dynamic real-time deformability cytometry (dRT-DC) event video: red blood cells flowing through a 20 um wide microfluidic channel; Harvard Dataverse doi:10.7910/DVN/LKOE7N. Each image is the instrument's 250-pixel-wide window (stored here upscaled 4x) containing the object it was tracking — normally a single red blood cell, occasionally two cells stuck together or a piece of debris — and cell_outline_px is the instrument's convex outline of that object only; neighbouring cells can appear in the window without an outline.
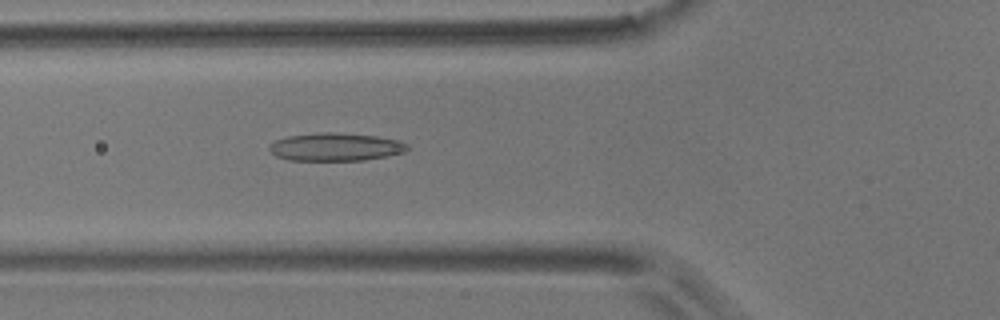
{"species": "common noctule bat (a hibernating species)", "species_latin": "Nyctalus noctula", "temperature_condition": "room temperature", "stored_images_in_passage": 56, "camera_frame_rate_fps": 3000, "um_per_image_px": 0.085, "animal": {"sex": "male", "body_mass_g": 17.9}, "frame": {"image": 1, "passage_image": 20, "time_ms": 6.333, "image_size_px": [1000, 320], "cell_outline_px": [[408, 148], [404, 152], [388, 156], [364, 160], [288, 160], [276, 156], [268, 148], [276, 140], [288, 136], [320, 132], [328, 132], [376, 136], [400, 140], [408, 144]], "centroid_in_image_um": [28.55, 12.49], "position_along_channel_um": 97.3, "area_um2": 22.37}}
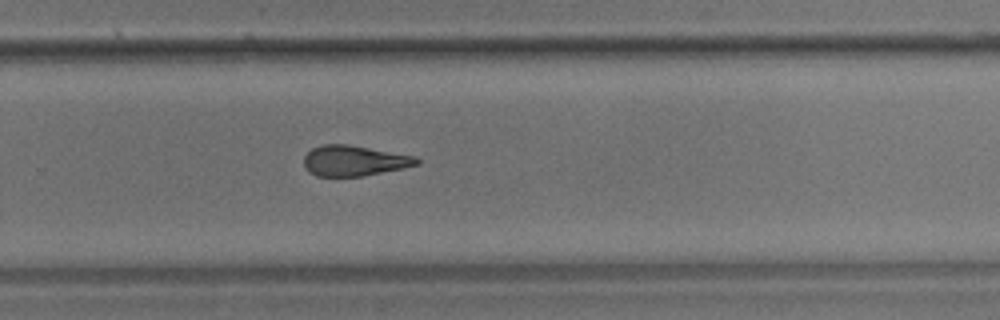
{"frame": {"image": 2, "passage_image": 37, "time_ms": 12.0, "image_size_px": [1000, 320], "cell_outline_px": [[420, 164], [404, 168], [360, 176], [316, 176], [308, 172], [304, 168], [304, 156], [312, 148], [324, 144], [348, 144], [416, 156], [420, 160]], "centroid_in_image_um": [30.1, 13.66], "position_along_channel_um": 299.7, "area_um2": 20.11}}
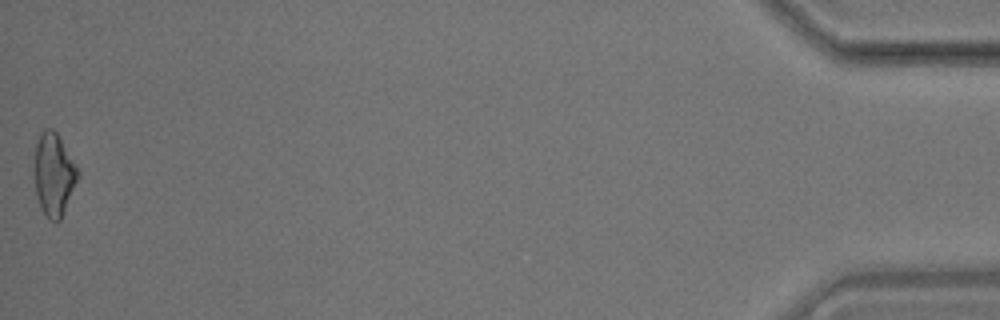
{"frame": {"image": 3, "passage_image": 56, "time_ms": 18.333, "image_size_px": [1000, 320], "cell_outline_px": [[80, 176], [64, 212], [60, 220], [56, 224], [48, 220], [40, 208], [36, 196], [36, 144], [40, 132], [44, 128], [52, 128], [56, 132], [76, 164], [80, 172]], "centroid_in_image_um": [4.61, 14.88], "position_along_channel_um": 430.6, "area_um2": 20.98}, "authors_computed_cell_mechanics": {"area_um2": 21.2126, "velocity_mm_per_s": 3.5639, "shape_relaxation_time_tau1_ms": null, "shape_relaxation_time_tau2_ms": 3.3866, "deformation_change_tau1": null, "deformation_change_tau2": 0.1314}}